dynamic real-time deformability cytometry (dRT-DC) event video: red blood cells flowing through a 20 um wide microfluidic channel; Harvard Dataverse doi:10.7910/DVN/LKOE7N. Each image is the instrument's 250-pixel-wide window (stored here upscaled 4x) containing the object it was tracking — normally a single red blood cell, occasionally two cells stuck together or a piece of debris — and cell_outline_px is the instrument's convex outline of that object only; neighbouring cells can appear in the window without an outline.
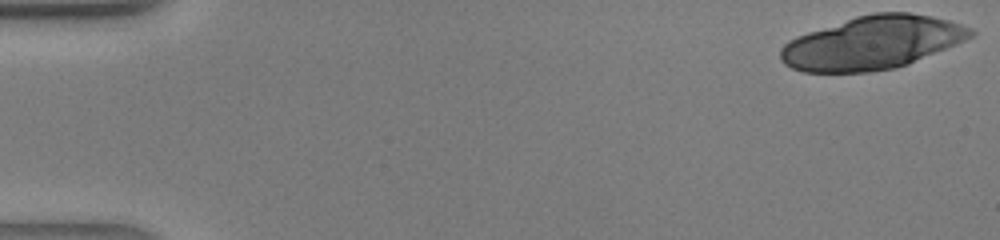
{"species": "human", "species_latin": "Homo sapiens", "temperature_condition": "warm", "stored_images_in_passage": 40, "camera_frame_rate_fps": 3000, "um_per_image_px": 0.085, "donor": {"sex": "male"}, "frame": {"image": 1, "passage_image": 1, "time_ms": 0.0, "image_size_px": [1000, 240], "cell_outline_px": [[976, 32], [972, 36], [956, 44], [908, 64], [896, 68], [868, 72], [804, 72], [792, 68], [784, 64], [780, 60], [780, 48], [788, 40], [796, 36], [856, 16], [872, 12], [908, 12], [932, 16], [948, 20], [972, 28]], "centroid_in_image_um": [74.13, 3.63], "position_along_channel_um": 10.9, "area_um2": 58.9}}